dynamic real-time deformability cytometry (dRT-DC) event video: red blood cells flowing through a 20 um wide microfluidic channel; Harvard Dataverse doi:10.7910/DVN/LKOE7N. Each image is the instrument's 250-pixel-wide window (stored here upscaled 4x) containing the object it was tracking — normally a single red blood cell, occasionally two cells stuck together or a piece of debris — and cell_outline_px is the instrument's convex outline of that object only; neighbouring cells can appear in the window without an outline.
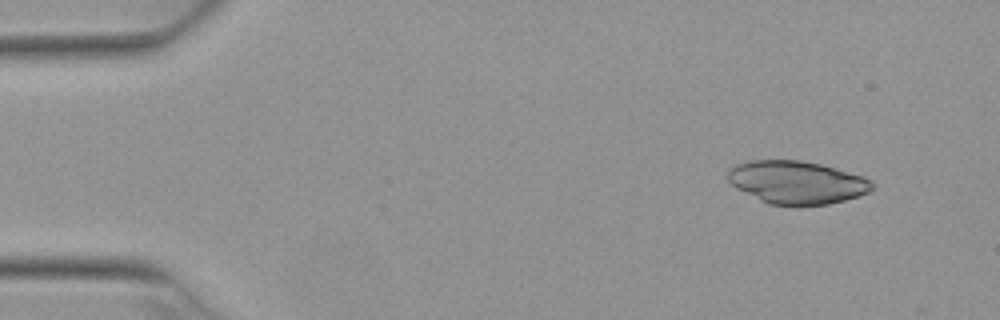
{"species": "Egyptian fruit bat (a non-hibernating species)", "species_latin": "Rousettus aegyptiacus", "temperature_condition": "warm", "stored_images_in_passage": 6, "camera_frame_rate_fps": 3000, "um_per_image_px": 0.085, "animal": {"sex": "female"}, "frame": {"image": 1, "passage_image": 2, "time_ms": 0.333, "image_size_px": [1000, 320], "cell_outline_px": [[876, 188], [860, 196], [828, 204], [768, 204], [736, 188], [728, 180], [728, 168], [736, 164], [748, 160], [800, 160], [820, 164], [864, 176], [872, 180], [876, 184]], "centroid_in_image_um": [67.75, 15.48], "position_along_channel_um": 17.2, "area_um2": 36.07}}